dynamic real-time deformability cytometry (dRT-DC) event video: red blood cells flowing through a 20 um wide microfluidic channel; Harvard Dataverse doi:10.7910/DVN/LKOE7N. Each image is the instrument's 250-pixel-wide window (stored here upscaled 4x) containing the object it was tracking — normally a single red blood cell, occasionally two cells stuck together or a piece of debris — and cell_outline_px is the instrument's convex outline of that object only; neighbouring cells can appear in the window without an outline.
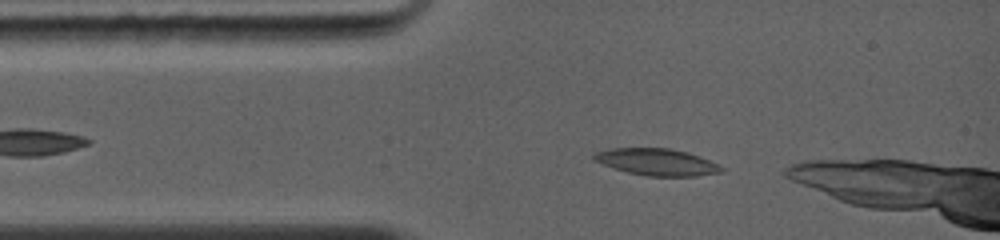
{"species": "common noctule bat (a hibernating species)", "species_latin": "Nyctalus noctula", "temperature_condition": "warm", "stored_images_in_passage": 27, "camera_frame_rate_fps": 5000, "um_per_image_px": 0.085, "animal": {"sex": "female", "body_mass_g": 19.0, "forearm_length_mm": 56.7}, "frame": {"image": 1, "passage_image": 2, "time_ms": 0.4, "image_size_px": [1000, 240], "cell_outline_px": [[724, 172], [696, 176], [648, 176], [628, 172], [604, 164], [596, 160], [592, 156], [592, 152], [608, 148], [668, 148], [688, 152], [708, 160], [724, 168]], "centroid_in_image_um": [55.83, 13.76], "position_along_channel_um": 29.2, "area_um2": 19.77}}
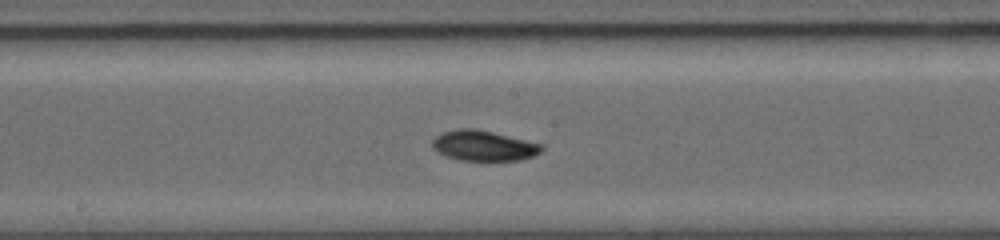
{"frame": {"image": 2, "passage_image": 16, "time_ms": 4.8, "image_size_px": [1000, 240], "cell_outline_px": [[544, 148], [540, 152], [532, 156], [520, 160], [460, 160], [444, 156], [436, 152], [432, 148], [432, 140], [436, 136], [444, 132], [460, 128], [476, 128], [544, 144]], "centroid_in_image_um": [41.1, 12.38], "position_along_channel_um": 207.1, "area_um2": 19.42}}
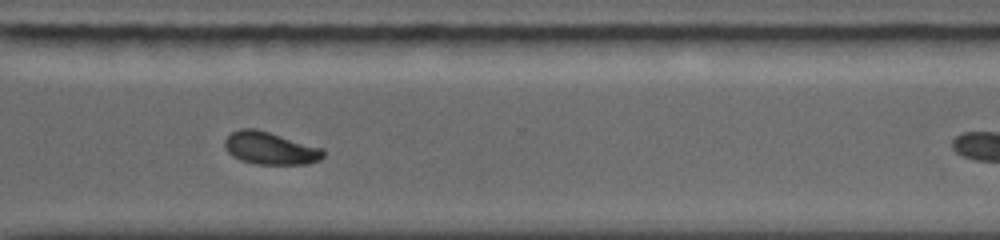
{"frame": {"image": 3, "passage_image": 25, "time_ms": 8.0, "image_size_px": [1000, 240], "cell_outline_px": [[324, 156], [320, 160], [308, 164], [256, 164], [240, 160], [232, 156], [224, 148], [224, 140], [232, 132], [240, 128], [256, 128], [324, 148]], "centroid_in_image_um": [22.97, 12.6], "position_along_channel_um": 347.6, "area_um2": 18.9}, "authors_computed_cell_mechanics": {"area_um2": 19.4208, "velocity_mm_per_s": 4.3882, "shape_relaxation_time_tau1_ms": 4.4308, "shape_relaxation_time_tau2_ms": 9.8718, "deformation_change_tau1": 0.1425, "deformation_change_tau2": 0.0941}}